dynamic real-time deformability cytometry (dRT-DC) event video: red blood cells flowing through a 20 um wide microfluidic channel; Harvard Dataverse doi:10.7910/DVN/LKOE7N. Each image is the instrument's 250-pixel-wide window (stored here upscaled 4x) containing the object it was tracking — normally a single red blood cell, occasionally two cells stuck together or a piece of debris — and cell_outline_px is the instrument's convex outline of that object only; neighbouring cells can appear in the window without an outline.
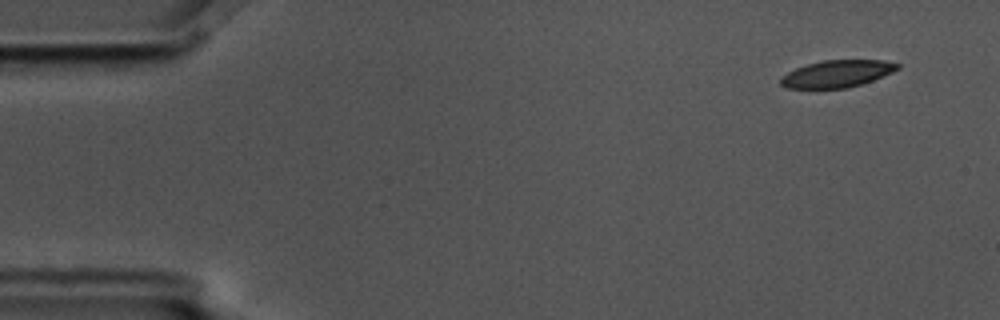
{"species": "common noctule bat (a hibernating species)", "species_latin": "Nyctalus noctula", "temperature_condition": "cold", "stored_images_in_passage": 8, "camera_frame_rate_fps": 3000, "um_per_image_px": 0.085, "animal": {"sex": "male", "body_mass_g": 17.5, "forearm_length_mm": 52.3}, "frame": {"image": 1, "passage_image": 1, "time_ms": 0.0, "image_size_px": [1000, 320], "cell_outline_px": [[900, 68], [892, 72], [872, 80], [848, 88], [788, 88], [780, 84], [780, 80], [788, 72], [796, 68], [808, 64], [824, 60], [884, 60], [900, 64]], "centroid_in_image_um": [71.17, 6.26], "position_along_channel_um": 13.8, "area_um2": 18.21}}
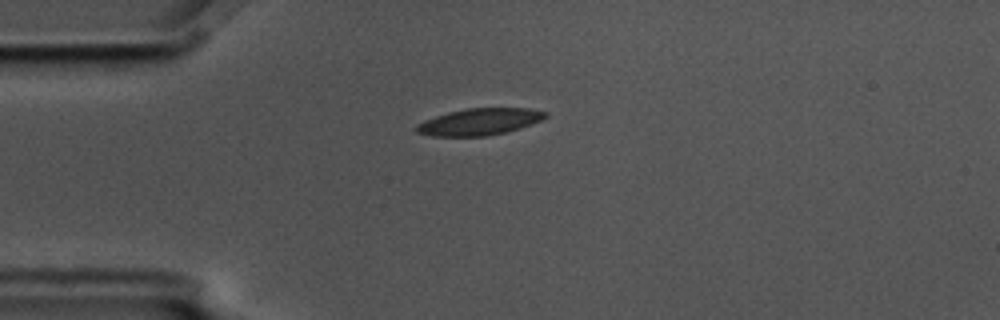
{"frame": {"image": 2, "passage_image": 4, "time_ms": 1.0, "image_size_px": [1000, 320], "cell_outline_px": [[548, 116], [532, 124], [508, 132], [484, 136], [432, 136], [416, 132], [416, 124], [424, 120], [448, 112], [468, 108], [528, 108], [548, 112]], "centroid_in_image_um": [40.76, 10.35], "position_along_channel_um": 44.2, "area_um2": 20.11}}
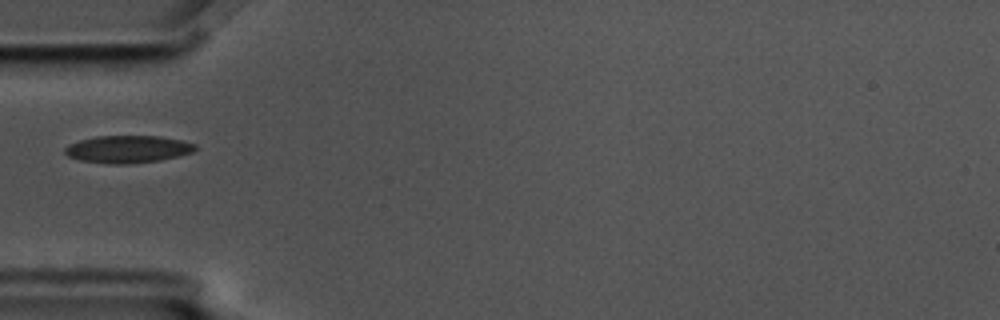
{"frame": {"image": 3, "passage_image": 5, "time_ms": 1.333, "image_size_px": [1000, 320], "cell_outline_px": [[196, 148], [192, 152], [160, 160], [124, 164], [108, 164], [80, 160], [68, 156], [64, 152], [64, 148], [68, 144], [80, 140], [96, 136], [160, 136], [184, 140], [196, 144]], "centroid_in_image_um": [10.85, 12.67], "position_along_channel_um": 74.2, "area_um2": 20.81}}